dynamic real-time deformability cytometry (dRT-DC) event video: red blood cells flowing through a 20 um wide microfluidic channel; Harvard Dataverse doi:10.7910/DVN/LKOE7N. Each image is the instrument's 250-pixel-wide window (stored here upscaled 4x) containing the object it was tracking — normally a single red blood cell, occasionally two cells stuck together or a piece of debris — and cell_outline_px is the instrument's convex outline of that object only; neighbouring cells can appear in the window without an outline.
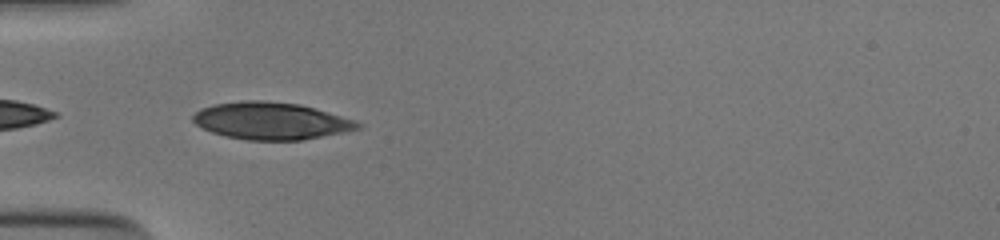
{"species": "human", "species_latin": "Homo sapiens", "temperature_condition": "cold", "stored_images_in_passage": 8, "camera_frame_rate_fps": 3000, "um_per_image_px": 0.085, "donor": {"sex": "male"}, "frame": {"image": 1, "passage_image": 1, "time_ms": 0.0, "image_size_px": [1000, 240], "cell_outline_px": [[364, 124], [360, 128], [344, 132], [300, 140], [248, 140], [228, 136], [212, 132], [196, 124], [192, 120], [192, 116], [200, 108], [216, 104], [244, 100], [264, 100], [300, 104], [356, 120]], "centroid_in_image_um": [23.06, 10.26], "position_along_channel_um": 61.9, "area_um2": 35.55}}
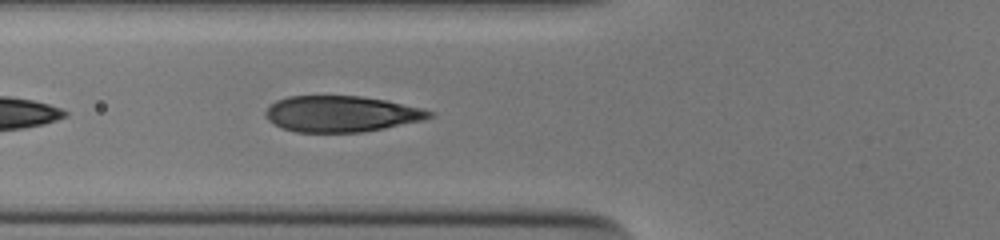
{"frame": {"image": 2, "passage_image": 4, "time_ms": 1.0, "image_size_px": [1000, 240], "cell_outline_px": [[436, 116], [424, 120], [364, 132], [296, 132], [284, 128], [268, 120], [264, 116], [264, 112], [276, 100], [288, 96], [360, 96], [388, 100], [424, 108], [436, 112]], "centroid_in_image_um": [29.08, 9.67], "position_along_channel_um": 96.7, "area_um2": 34.68}}